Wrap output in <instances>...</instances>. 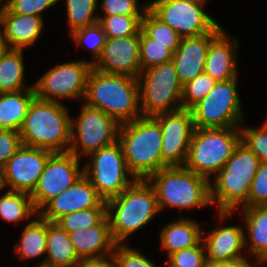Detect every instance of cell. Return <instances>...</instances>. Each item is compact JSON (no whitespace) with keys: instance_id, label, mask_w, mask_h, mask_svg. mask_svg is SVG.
I'll return each mask as SVG.
<instances>
[{"instance_id":"20","label":"cell","mask_w":267,"mask_h":267,"mask_svg":"<svg viewBox=\"0 0 267 267\" xmlns=\"http://www.w3.org/2000/svg\"><path fill=\"white\" fill-rule=\"evenodd\" d=\"M44 18L12 13L4 4L0 12V38L8 48L24 50L33 45L44 28Z\"/></svg>"},{"instance_id":"36","label":"cell","mask_w":267,"mask_h":267,"mask_svg":"<svg viewBox=\"0 0 267 267\" xmlns=\"http://www.w3.org/2000/svg\"><path fill=\"white\" fill-rule=\"evenodd\" d=\"M216 83L217 81L205 72L185 83L182 88V109L191 110L210 93Z\"/></svg>"},{"instance_id":"41","label":"cell","mask_w":267,"mask_h":267,"mask_svg":"<svg viewBox=\"0 0 267 267\" xmlns=\"http://www.w3.org/2000/svg\"><path fill=\"white\" fill-rule=\"evenodd\" d=\"M103 16L112 15H144L149 9L148 3L139 5L138 0H102Z\"/></svg>"},{"instance_id":"32","label":"cell","mask_w":267,"mask_h":267,"mask_svg":"<svg viewBox=\"0 0 267 267\" xmlns=\"http://www.w3.org/2000/svg\"><path fill=\"white\" fill-rule=\"evenodd\" d=\"M60 1V0H59ZM98 0H66L69 33L98 22L99 15H95Z\"/></svg>"},{"instance_id":"23","label":"cell","mask_w":267,"mask_h":267,"mask_svg":"<svg viewBox=\"0 0 267 267\" xmlns=\"http://www.w3.org/2000/svg\"><path fill=\"white\" fill-rule=\"evenodd\" d=\"M80 259H98L112 255L114 242L108 216L98 225L68 233Z\"/></svg>"},{"instance_id":"49","label":"cell","mask_w":267,"mask_h":267,"mask_svg":"<svg viewBox=\"0 0 267 267\" xmlns=\"http://www.w3.org/2000/svg\"><path fill=\"white\" fill-rule=\"evenodd\" d=\"M265 263H267V256H265L262 259H260V267H262L263 264L265 265Z\"/></svg>"},{"instance_id":"2","label":"cell","mask_w":267,"mask_h":267,"mask_svg":"<svg viewBox=\"0 0 267 267\" xmlns=\"http://www.w3.org/2000/svg\"><path fill=\"white\" fill-rule=\"evenodd\" d=\"M85 104L100 109L120 124L141 117L138 79L119 74H109L96 68L87 78Z\"/></svg>"},{"instance_id":"18","label":"cell","mask_w":267,"mask_h":267,"mask_svg":"<svg viewBox=\"0 0 267 267\" xmlns=\"http://www.w3.org/2000/svg\"><path fill=\"white\" fill-rule=\"evenodd\" d=\"M93 207H107V203L83 174L69 188L49 200L38 214L49 222H56L66 214Z\"/></svg>"},{"instance_id":"7","label":"cell","mask_w":267,"mask_h":267,"mask_svg":"<svg viewBox=\"0 0 267 267\" xmlns=\"http://www.w3.org/2000/svg\"><path fill=\"white\" fill-rule=\"evenodd\" d=\"M240 142L239 127L195 128L184 166L211 181Z\"/></svg>"},{"instance_id":"4","label":"cell","mask_w":267,"mask_h":267,"mask_svg":"<svg viewBox=\"0 0 267 267\" xmlns=\"http://www.w3.org/2000/svg\"><path fill=\"white\" fill-rule=\"evenodd\" d=\"M106 203L110 231L116 244H124L130 235L160 213L155 189L148 179H136Z\"/></svg>"},{"instance_id":"44","label":"cell","mask_w":267,"mask_h":267,"mask_svg":"<svg viewBox=\"0 0 267 267\" xmlns=\"http://www.w3.org/2000/svg\"><path fill=\"white\" fill-rule=\"evenodd\" d=\"M21 146L18 131L0 129V170Z\"/></svg>"},{"instance_id":"21","label":"cell","mask_w":267,"mask_h":267,"mask_svg":"<svg viewBox=\"0 0 267 267\" xmlns=\"http://www.w3.org/2000/svg\"><path fill=\"white\" fill-rule=\"evenodd\" d=\"M242 226H219L206 236L202 234L206 258L211 261L228 263L245 257V233Z\"/></svg>"},{"instance_id":"39","label":"cell","mask_w":267,"mask_h":267,"mask_svg":"<svg viewBox=\"0 0 267 267\" xmlns=\"http://www.w3.org/2000/svg\"><path fill=\"white\" fill-rule=\"evenodd\" d=\"M165 261L169 267H203L206 258L202 240L195 246L169 255Z\"/></svg>"},{"instance_id":"5","label":"cell","mask_w":267,"mask_h":267,"mask_svg":"<svg viewBox=\"0 0 267 267\" xmlns=\"http://www.w3.org/2000/svg\"><path fill=\"white\" fill-rule=\"evenodd\" d=\"M61 102L35 97L19 130L22 145L52 152H68L71 116Z\"/></svg>"},{"instance_id":"17","label":"cell","mask_w":267,"mask_h":267,"mask_svg":"<svg viewBox=\"0 0 267 267\" xmlns=\"http://www.w3.org/2000/svg\"><path fill=\"white\" fill-rule=\"evenodd\" d=\"M102 72L138 79L140 67V31L122 38H106L101 56L93 64Z\"/></svg>"},{"instance_id":"48","label":"cell","mask_w":267,"mask_h":267,"mask_svg":"<svg viewBox=\"0 0 267 267\" xmlns=\"http://www.w3.org/2000/svg\"><path fill=\"white\" fill-rule=\"evenodd\" d=\"M8 47L5 45V43L1 40L0 38V58L2 56V54L4 53V51L7 49Z\"/></svg>"},{"instance_id":"47","label":"cell","mask_w":267,"mask_h":267,"mask_svg":"<svg viewBox=\"0 0 267 267\" xmlns=\"http://www.w3.org/2000/svg\"><path fill=\"white\" fill-rule=\"evenodd\" d=\"M203 267H227V263L206 259Z\"/></svg>"},{"instance_id":"19","label":"cell","mask_w":267,"mask_h":267,"mask_svg":"<svg viewBox=\"0 0 267 267\" xmlns=\"http://www.w3.org/2000/svg\"><path fill=\"white\" fill-rule=\"evenodd\" d=\"M222 30L218 24L210 33L181 38L179 47L173 53L172 61L182 85L204 72L210 42Z\"/></svg>"},{"instance_id":"14","label":"cell","mask_w":267,"mask_h":267,"mask_svg":"<svg viewBox=\"0 0 267 267\" xmlns=\"http://www.w3.org/2000/svg\"><path fill=\"white\" fill-rule=\"evenodd\" d=\"M71 152H53L44 167L36 187L30 194L33 205L39 211L49 200L74 184L83 174L84 166Z\"/></svg>"},{"instance_id":"13","label":"cell","mask_w":267,"mask_h":267,"mask_svg":"<svg viewBox=\"0 0 267 267\" xmlns=\"http://www.w3.org/2000/svg\"><path fill=\"white\" fill-rule=\"evenodd\" d=\"M92 67L90 61L83 59L55 65L34 82L36 97L54 102H60V99H84Z\"/></svg>"},{"instance_id":"30","label":"cell","mask_w":267,"mask_h":267,"mask_svg":"<svg viewBox=\"0 0 267 267\" xmlns=\"http://www.w3.org/2000/svg\"><path fill=\"white\" fill-rule=\"evenodd\" d=\"M38 211L35 209L30 194L8 190L0 196V218L8 223H20L36 217Z\"/></svg>"},{"instance_id":"29","label":"cell","mask_w":267,"mask_h":267,"mask_svg":"<svg viewBox=\"0 0 267 267\" xmlns=\"http://www.w3.org/2000/svg\"><path fill=\"white\" fill-rule=\"evenodd\" d=\"M37 217L26 224L21 239L15 244L14 251L22 260L34 259L46 254L47 220L39 214Z\"/></svg>"},{"instance_id":"45","label":"cell","mask_w":267,"mask_h":267,"mask_svg":"<svg viewBox=\"0 0 267 267\" xmlns=\"http://www.w3.org/2000/svg\"><path fill=\"white\" fill-rule=\"evenodd\" d=\"M108 258L81 259L75 267H117L113 256L110 255Z\"/></svg>"},{"instance_id":"37","label":"cell","mask_w":267,"mask_h":267,"mask_svg":"<svg viewBox=\"0 0 267 267\" xmlns=\"http://www.w3.org/2000/svg\"><path fill=\"white\" fill-rule=\"evenodd\" d=\"M70 36H72L71 38L74 39L73 41H75L77 46L83 45L84 49H90L89 51H91L93 53V57H95V60H90L92 64L101 56L106 35L102 26L98 22L94 25L77 29L70 34Z\"/></svg>"},{"instance_id":"15","label":"cell","mask_w":267,"mask_h":267,"mask_svg":"<svg viewBox=\"0 0 267 267\" xmlns=\"http://www.w3.org/2000/svg\"><path fill=\"white\" fill-rule=\"evenodd\" d=\"M52 151L22 145L0 170L2 189L31 194Z\"/></svg>"},{"instance_id":"22","label":"cell","mask_w":267,"mask_h":267,"mask_svg":"<svg viewBox=\"0 0 267 267\" xmlns=\"http://www.w3.org/2000/svg\"><path fill=\"white\" fill-rule=\"evenodd\" d=\"M223 29L209 45L204 72L216 81L238 77L237 49L238 40L227 37Z\"/></svg>"},{"instance_id":"27","label":"cell","mask_w":267,"mask_h":267,"mask_svg":"<svg viewBox=\"0 0 267 267\" xmlns=\"http://www.w3.org/2000/svg\"><path fill=\"white\" fill-rule=\"evenodd\" d=\"M243 219H245L246 232L245 248L257 259H262L267 256V205L242 207L239 210ZM250 243V244H249Z\"/></svg>"},{"instance_id":"38","label":"cell","mask_w":267,"mask_h":267,"mask_svg":"<svg viewBox=\"0 0 267 267\" xmlns=\"http://www.w3.org/2000/svg\"><path fill=\"white\" fill-rule=\"evenodd\" d=\"M241 142L254 152L261 162H267V119L261 127L240 126Z\"/></svg>"},{"instance_id":"25","label":"cell","mask_w":267,"mask_h":267,"mask_svg":"<svg viewBox=\"0 0 267 267\" xmlns=\"http://www.w3.org/2000/svg\"><path fill=\"white\" fill-rule=\"evenodd\" d=\"M80 261L69 234L55 222L47 221L46 255L40 264L45 263L53 267H75Z\"/></svg>"},{"instance_id":"11","label":"cell","mask_w":267,"mask_h":267,"mask_svg":"<svg viewBox=\"0 0 267 267\" xmlns=\"http://www.w3.org/2000/svg\"><path fill=\"white\" fill-rule=\"evenodd\" d=\"M121 124L100 109L84 103L78 118H71L69 152L79 159L118 141ZM82 154V155H81Z\"/></svg>"},{"instance_id":"46","label":"cell","mask_w":267,"mask_h":267,"mask_svg":"<svg viewBox=\"0 0 267 267\" xmlns=\"http://www.w3.org/2000/svg\"><path fill=\"white\" fill-rule=\"evenodd\" d=\"M246 257L237 259V260H233L227 263V267H260V260L255 258V263H251L250 260H248ZM254 265V266H253Z\"/></svg>"},{"instance_id":"43","label":"cell","mask_w":267,"mask_h":267,"mask_svg":"<svg viewBox=\"0 0 267 267\" xmlns=\"http://www.w3.org/2000/svg\"><path fill=\"white\" fill-rule=\"evenodd\" d=\"M59 0H4V5L12 12L23 15L43 17L41 14Z\"/></svg>"},{"instance_id":"42","label":"cell","mask_w":267,"mask_h":267,"mask_svg":"<svg viewBox=\"0 0 267 267\" xmlns=\"http://www.w3.org/2000/svg\"><path fill=\"white\" fill-rule=\"evenodd\" d=\"M267 205V162H261L247 199V207Z\"/></svg>"},{"instance_id":"10","label":"cell","mask_w":267,"mask_h":267,"mask_svg":"<svg viewBox=\"0 0 267 267\" xmlns=\"http://www.w3.org/2000/svg\"><path fill=\"white\" fill-rule=\"evenodd\" d=\"M87 158L91 163L88 161L84 164V175L104 201L118 196L136 180L128 169L118 141L93 152Z\"/></svg>"},{"instance_id":"31","label":"cell","mask_w":267,"mask_h":267,"mask_svg":"<svg viewBox=\"0 0 267 267\" xmlns=\"http://www.w3.org/2000/svg\"><path fill=\"white\" fill-rule=\"evenodd\" d=\"M141 29L153 40L163 44L172 53L179 47L181 37L167 24L159 20L149 9L141 20Z\"/></svg>"},{"instance_id":"1","label":"cell","mask_w":267,"mask_h":267,"mask_svg":"<svg viewBox=\"0 0 267 267\" xmlns=\"http://www.w3.org/2000/svg\"><path fill=\"white\" fill-rule=\"evenodd\" d=\"M260 163L257 155L240 142L215 175L214 183H210V201L211 206L217 205L220 223L236 209L247 207L251 183Z\"/></svg>"},{"instance_id":"3","label":"cell","mask_w":267,"mask_h":267,"mask_svg":"<svg viewBox=\"0 0 267 267\" xmlns=\"http://www.w3.org/2000/svg\"><path fill=\"white\" fill-rule=\"evenodd\" d=\"M118 142L136 179H148L168 166L162 159V132L154 116H141L121 124Z\"/></svg>"},{"instance_id":"40","label":"cell","mask_w":267,"mask_h":267,"mask_svg":"<svg viewBox=\"0 0 267 267\" xmlns=\"http://www.w3.org/2000/svg\"><path fill=\"white\" fill-rule=\"evenodd\" d=\"M117 267H158L138 249L116 244L112 253Z\"/></svg>"},{"instance_id":"34","label":"cell","mask_w":267,"mask_h":267,"mask_svg":"<svg viewBox=\"0 0 267 267\" xmlns=\"http://www.w3.org/2000/svg\"><path fill=\"white\" fill-rule=\"evenodd\" d=\"M107 216V207H93L71 212L59 218L55 223L67 233L98 225Z\"/></svg>"},{"instance_id":"24","label":"cell","mask_w":267,"mask_h":267,"mask_svg":"<svg viewBox=\"0 0 267 267\" xmlns=\"http://www.w3.org/2000/svg\"><path fill=\"white\" fill-rule=\"evenodd\" d=\"M200 223L188 217L174 220L160 231L161 250L163 249L168 256L191 248L202 240V229Z\"/></svg>"},{"instance_id":"28","label":"cell","mask_w":267,"mask_h":267,"mask_svg":"<svg viewBox=\"0 0 267 267\" xmlns=\"http://www.w3.org/2000/svg\"><path fill=\"white\" fill-rule=\"evenodd\" d=\"M22 49L7 48L0 58V93L34 89L24 84L25 65Z\"/></svg>"},{"instance_id":"12","label":"cell","mask_w":267,"mask_h":267,"mask_svg":"<svg viewBox=\"0 0 267 267\" xmlns=\"http://www.w3.org/2000/svg\"><path fill=\"white\" fill-rule=\"evenodd\" d=\"M207 0H152L149 10L181 38L210 33L217 25L204 11Z\"/></svg>"},{"instance_id":"9","label":"cell","mask_w":267,"mask_h":267,"mask_svg":"<svg viewBox=\"0 0 267 267\" xmlns=\"http://www.w3.org/2000/svg\"><path fill=\"white\" fill-rule=\"evenodd\" d=\"M237 78L217 81L210 93L191 109L195 128L242 125L244 114L237 89Z\"/></svg>"},{"instance_id":"35","label":"cell","mask_w":267,"mask_h":267,"mask_svg":"<svg viewBox=\"0 0 267 267\" xmlns=\"http://www.w3.org/2000/svg\"><path fill=\"white\" fill-rule=\"evenodd\" d=\"M173 53L150 38L142 29H140V67L141 70L160 65L172 60Z\"/></svg>"},{"instance_id":"6","label":"cell","mask_w":267,"mask_h":267,"mask_svg":"<svg viewBox=\"0 0 267 267\" xmlns=\"http://www.w3.org/2000/svg\"><path fill=\"white\" fill-rule=\"evenodd\" d=\"M148 181L155 189L160 211L166 207L181 211L211 205V181L185 166L164 167L152 174Z\"/></svg>"},{"instance_id":"33","label":"cell","mask_w":267,"mask_h":267,"mask_svg":"<svg viewBox=\"0 0 267 267\" xmlns=\"http://www.w3.org/2000/svg\"><path fill=\"white\" fill-rule=\"evenodd\" d=\"M144 15H112L99 16L98 23L102 26L106 38H122L136 35L141 29Z\"/></svg>"},{"instance_id":"26","label":"cell","mask_w":267,"mask_h":267,"mask_svg":"<svg viewBox=\"0 0 267 267\" xmlns=\"http://www.w3.org/2000/svg\"><path fill=\"white\" fill-rule=\"evenodd\" d=\"M35 97L34 89L0 93V129L19 132Z\"/></svg>"},{"instance_id":"16","label":"cell","mask_w":267,"mask_h":267,"mask_svg":"<svg viewBox=\"0 0 267 267\" xmlns=\"http://www.w3.org/2000/svg\"><path fill=\"white\" fill-rule=\"evenodd\" d=\"M162 132V159L168 166H184L194 132L191 110L180 109L154 116Z\"/></svg>"},{"instance_id":"51","label":"cell","mask_w":267,"mask_h":267,"mask_svg":"<svg viewBox=\"0 0 267 267\" xmlns=\"http://www.w3.org/2000/svg\"><path fill=\"white\" fill-rule=\"evenodd\" d=\"M2 1H4V0H0V12H1V10H2V6H3Z\"/></svg>"},{"instance_id":"50","label":"cell","mask_w":267,"mask_h":267,"mask_svg":"<svg viewBox=\"0 0 267 267\" xmlns=\"http://www.w3.org/2000/svg\"><path fill=\"white\" fill-rule=\"evenodd\" d=\"M35 267H53V266H49L48 264H37V266Z\"/></svg>"},{"instance_id":"8","label":"cell","mask_w":267,"mask_h":267,"mask_svg":"<svg viewBox=\"0 0 267 267\" xmlns=\"http://www.w3.org/2000/svg\"><path fill=\"white\" fill-rule=\"evenodd\" d=\"M138 82L142 116L182 109L183 85L172 60L141 70Z\"/></svg>"}]
</instances>
